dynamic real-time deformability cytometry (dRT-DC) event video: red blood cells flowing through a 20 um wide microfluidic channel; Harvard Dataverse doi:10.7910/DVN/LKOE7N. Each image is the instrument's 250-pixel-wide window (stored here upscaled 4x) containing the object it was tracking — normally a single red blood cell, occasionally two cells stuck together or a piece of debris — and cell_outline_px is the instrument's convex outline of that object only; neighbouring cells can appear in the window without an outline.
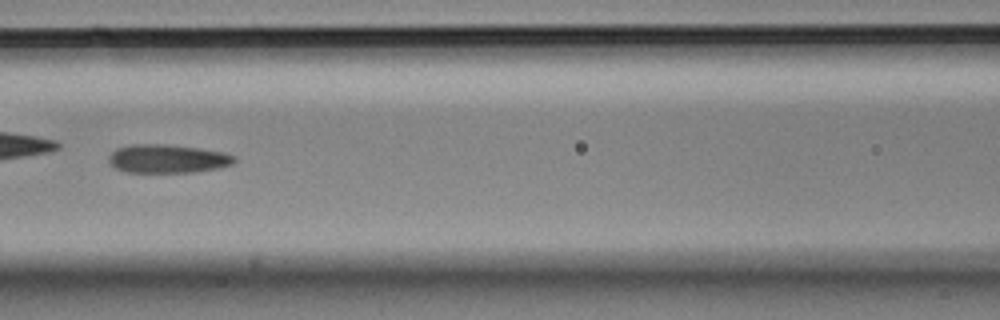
{"species": "Egyptian fruit bat (a non-hibernating species)", "species_latin": "Rousettus aegyptiacus", "temperature_condition": "cold", "stored_images_in_passage": 53, "camera_frame_rate_fps": 3000, "um_per_image_px": 0.085, "animal": {"sex": "male"}, "frame": {"image": 1, "passage_image": 23, "time_ms": 7.333, "image_size_px": [1000, 320], "cell_outline_px": [[236, 160], [232, 164], [220, 168], [196, 172], [128, 172], [116, 168], [108, 160], [108, 156], [116, 148], [132, 144], [164, 144], [196, 148], [224, 152], [236, 156]], "centroid_in_image_um": [14.26, 13.49], "position_along_channel_um": 152.3, "area_um2": 20.87}, "authors_computed_cell_mechanics": {"area_um2": 21.0392, "velocity_mm_per_s": 3.5598, "shape_relaxation_time_tau1_ms": 5.7358, "shape_relaxation_time_tau2_ms": 3.4138, "deformation_change_tau1": 0.1611, "deformation_change_tau2": 0.1284}}